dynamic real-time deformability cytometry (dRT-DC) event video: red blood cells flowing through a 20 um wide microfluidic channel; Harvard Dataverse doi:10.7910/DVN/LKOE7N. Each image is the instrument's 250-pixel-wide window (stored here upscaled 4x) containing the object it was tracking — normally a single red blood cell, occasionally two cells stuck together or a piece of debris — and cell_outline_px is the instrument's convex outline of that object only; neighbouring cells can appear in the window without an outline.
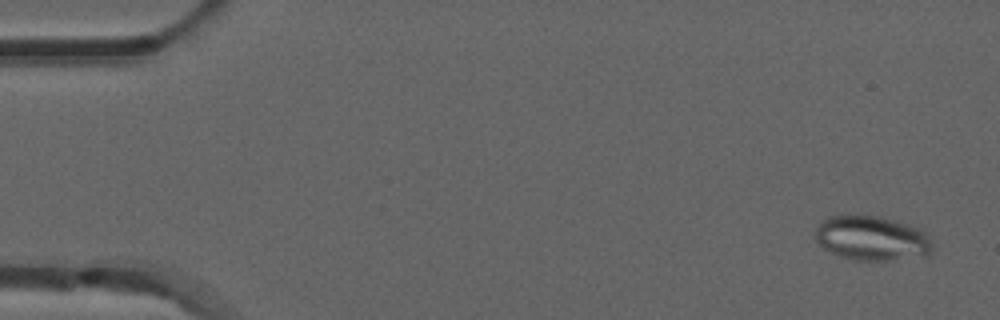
{"species": "common noctule bat (a hibernating species)", "species_latin": "Nyctalus noctula", "temperature_condition": "room temperature", "stored_images_in_passage": 53, "camera_frame_rate_fps": 3000, "um_per_image_px": 0.085, "animal": {"sex": "male", "forearm_length_mm": 52.5}, "frame": {"image": 1, "passage_image": 3, "time_ms": 0.667, "image_size_px": [1000, 320], "cell_outline_px": [[932, 248], [928, 256], [884, 260], [852, 260], [840, 256], [824, 248], [812, 236], [820, 220], [828, 216], [848, 212], [880, 216], [896, 220], [920, 228], [928, 236], [932, 244]], "centroid_in_image_um": [74.05, 20.2], "position_along_channel_um": 11.0, "area_um2": 31.33}}
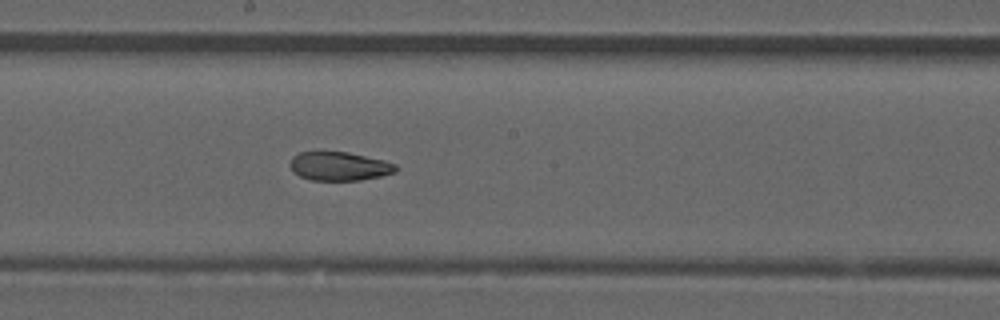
{"frame": {"image": 2, "passage_image": 29, "time_ms": 9.333, "image_size_px": [1000, 320], "cell_outline_px": [[396, 172], [380, 176], [360, 180], [312, 180], [300, 176], [292, 172], [288, 164], [292, 156], [300, 152], [348, 152], [384, 160], [396, 164]], "centroid_in_image_um": [28.8, 14.13], "position_along_channel_um": 219.4, "area_um2": 17.74}}
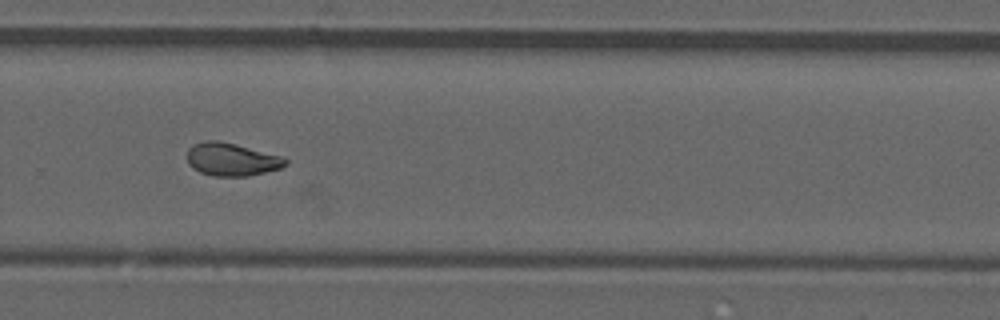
{"frame": {"image": 3, "passage_image": 36, "time_ms": 11.667, "image_size_px": [1000, 320], "cell_outline_px": [[288, 164], [280, 168], [248, 176], [216, 176], [200, 172], [192, 168], [188, 164], [188, 148], [192, 144], [204, 140], [216, 140], [236, 144], [280, 156], [288, 160]], "centroid_in_image_um": [19.66, 13.54], "position_along_channel_um": 310.1, "area_um2": 18.79}, "authors_computed_cell_mechanics": {"area_um2": 19.2474, "velocity_mm_per_s": 3.9041, "shape_relaxation_time_tau1_ms": null, "shape_relaxation_time_tau2_ms": 2.6864, "deformation_change_tau1": null, "deformation_change_tau2": 0.0879}}